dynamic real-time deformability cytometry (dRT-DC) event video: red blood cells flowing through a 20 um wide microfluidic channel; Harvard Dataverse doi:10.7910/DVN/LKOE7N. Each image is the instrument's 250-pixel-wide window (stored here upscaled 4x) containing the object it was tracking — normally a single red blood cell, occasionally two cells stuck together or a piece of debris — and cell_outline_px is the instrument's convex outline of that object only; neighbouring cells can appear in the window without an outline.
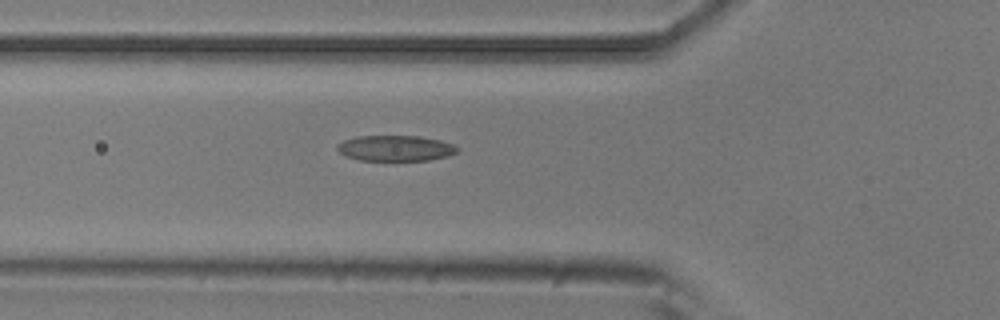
{"species": "common noctule bat (a hibernating species)", "species_latin": "Nyctalus noctula", "temperature_condition": "room temperature", "stored_images_in_passage": 5, "camera_frame_rate_fps": 3000, "um_per_image_px": 0.085, "animal": {"sex": "male", "body_mass_g": 20.5, "forearm_length_mm": 52.5}, "frame": {"image": 1, "passage_image": 5, "time_ms": 1.333, "image_size_px": [1000, 320], "cell_outline_px": [[460, 148], [456, 152], [448, 156], [428, 160], [360, 160], [344, 156], [336, 148], [336, 144], [344, 140], [356, 136], [420, 136], [440, 140], [452, 144]], "centroid_in_image_um": [33.59, 12.59], "position_along_channel_um": 92.2, "area_um2": 17.98}}